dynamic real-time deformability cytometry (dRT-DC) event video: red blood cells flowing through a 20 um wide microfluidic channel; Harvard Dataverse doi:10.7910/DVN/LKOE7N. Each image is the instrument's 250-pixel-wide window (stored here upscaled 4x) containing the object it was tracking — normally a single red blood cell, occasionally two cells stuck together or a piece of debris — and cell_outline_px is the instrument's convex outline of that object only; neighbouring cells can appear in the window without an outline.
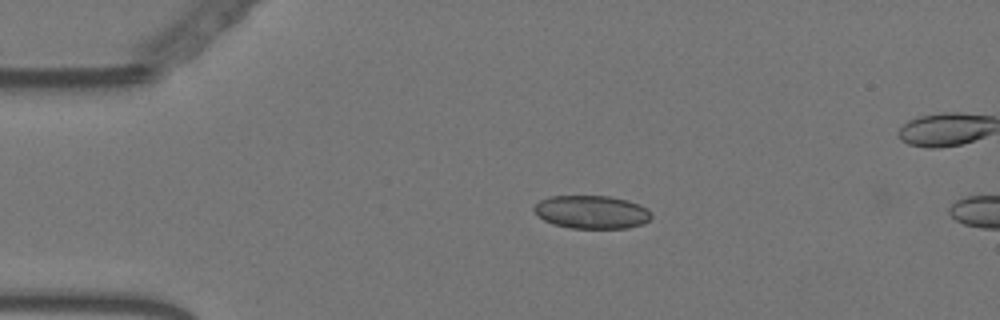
{"species": "Egyptian fruit bat (a non-hibernating species)", "species_latin": "Rousettus aegyptiacus", "temperature_condition": "warm", "stored_images_in_passage": 4, "camera_frame_rate_fps": 3000, "um_per_image_px": 0.085, "animal": {"sex": "female"}, "frame": {"image": 1, "passage_image": 1, "time_ms": 0.0, "image_size_px": [1000, 320], "cell_outline_px": [[652, 216], [644, 224], [628, 228], [572, 228], [552, 224], [536, 216], [532, 208], [540, 200], [548, 196], [608, 196], [628, 200], [640, 204], [648, 208], [652, 212]], "centroid_in_image_um": [50.29, 18.02], "position_along_channel_um": 34.7, "area_um2": 23.0}}